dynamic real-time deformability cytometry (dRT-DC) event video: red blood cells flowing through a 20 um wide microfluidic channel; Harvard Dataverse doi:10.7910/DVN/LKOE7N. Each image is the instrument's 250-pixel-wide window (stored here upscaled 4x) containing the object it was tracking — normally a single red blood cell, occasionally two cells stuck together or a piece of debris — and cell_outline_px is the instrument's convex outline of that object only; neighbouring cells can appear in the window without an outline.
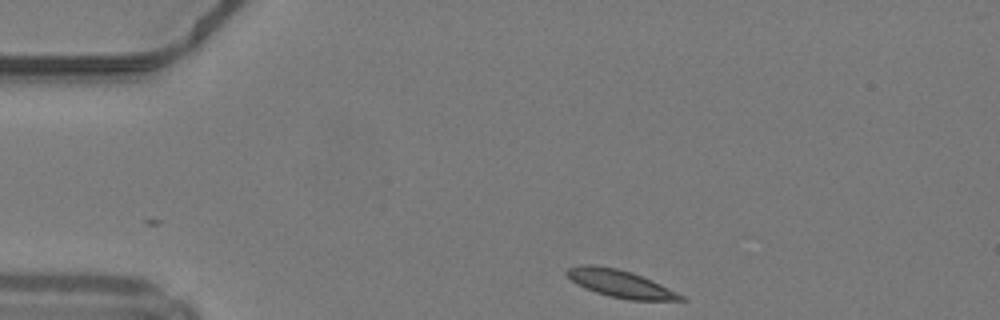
{"species": "common noctule bat (a hibernating species)", "species_latin": "Nyctalus noctula", "temperature_condition": "warm", "stored_images_in_passage": 37, "camera_frame_rate_fps": 3000, "um_per_image_px": 0.085, "animal": {"sex": "male", "body_mass_g": 19.2, "forearm_length_mm": 51.8}, "frame": {"image": 1, "passage_image": 1, "time_ms": 0.0, "image_size_px": [1000, 320], "cell_outline_px": [[688, 300], [628, 300], [608, 296], [584, 288], [576, 284], [564, 272], [568, 268], [580, 264], [592, 264], [616, 268], [632, 272], [652, 280], [684, 296]], "centroid_in_image_um": [52.69, 24.1], "position_along_channel_um": 32.3, "area_um2": 18.21}}
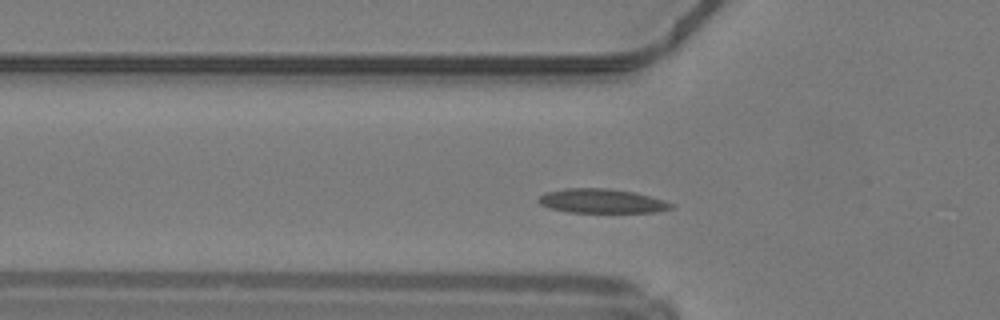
{"frame": {"image": 2, "passage_image": 8, "time_ms": 2.333, "image_size_px": [1000, 320], "cell_outline_px": [[672, 208], [656, 212], [568, 212], [552, 208], [540, 204], [536, 200], [544, 192], [564, 188], [608, 188], [636, 192], [664, 200], [672, 204]], "centroid_in_image_um": [51.12, 17.07], "position_along_channel_um": 74.7, "area_um2": 18.73}}
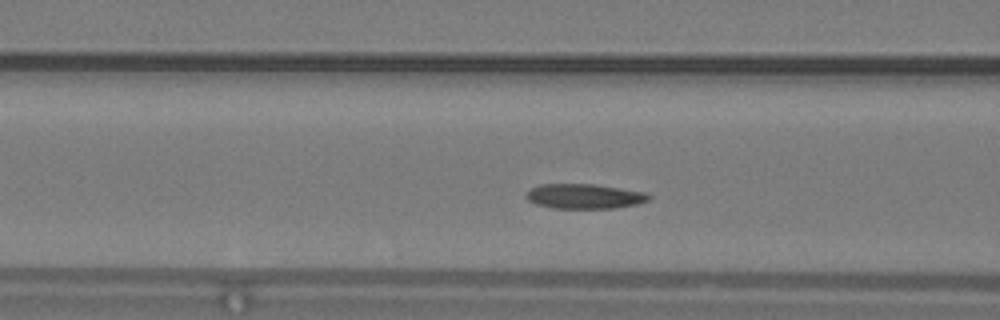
{"frame": {"image": 3, "passage_image": 11, "time_ms": 3.333, "image_size_px": [1000, 320], "cell_outline_px": [[652, 196], [648, 200], [636, 204], [616, 208], [552, 208], [536, 204], [528, 200], [524, 196], [532, 188], [540, 184], [596, 184], [644, 192]], "centroid_in_image_um": [49.66, 16.68], "position_along_channel_um": 116.9, "area_um2": 17.69}, "authors_computed_cell_mechanics": {"area_um2": 17.918, "velocity_mm_per_s": 4.1665, "shape_relaxation_time_tau1_ms": 4.0547, "shape_relaxation_time_tau2_ms": 5.3708, "deformation_change_tau1": 0.1246, "deformation_change_tau2": 0.0806}}